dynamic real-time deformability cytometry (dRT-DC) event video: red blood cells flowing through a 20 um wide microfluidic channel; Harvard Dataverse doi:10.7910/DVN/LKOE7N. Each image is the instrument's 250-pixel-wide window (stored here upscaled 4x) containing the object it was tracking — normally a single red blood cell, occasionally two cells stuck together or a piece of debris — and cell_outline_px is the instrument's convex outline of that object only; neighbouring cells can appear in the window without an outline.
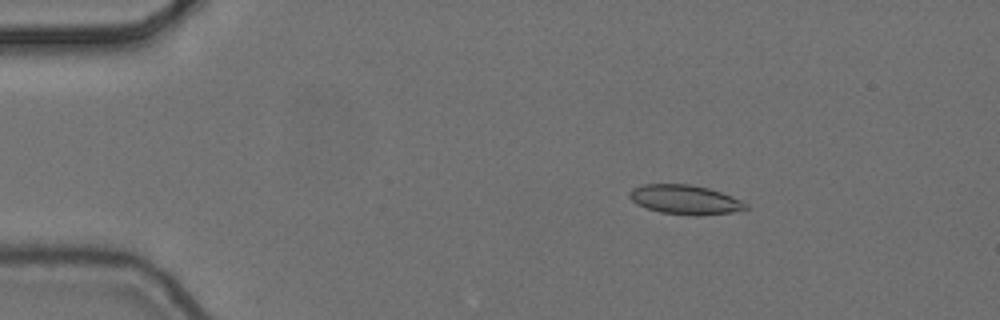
{"species": "common noctule bat (a hibernating species)", "species_latin": "Nyctalus noctula", "temperature_condition": "cold", "stored_images_in_passage": 4, "camera_frame_rate_fps": 3000, "um_per_image_px": 0.085, "animal": {"sex": "female", "body_mass_g": 24.6, "forearm_length_mm": 56.2}, "frame": {"image": 1, "passage_image": 2, "time_ms": 0.333, "image_size_px": [1000, 320], "cell_outline_px": [[748, 208], [744, 212], [696, 216], [660, 212], [636, 204], [628, 196], [628, 192], [632, 188], [644, 184], [688, 184], [708, 188], [732, 196], [748, 204]], "centroid_in_image_um": [58.28, 16.98], "position_along_channel_um": 26.7, "area_um2": 20.17}}